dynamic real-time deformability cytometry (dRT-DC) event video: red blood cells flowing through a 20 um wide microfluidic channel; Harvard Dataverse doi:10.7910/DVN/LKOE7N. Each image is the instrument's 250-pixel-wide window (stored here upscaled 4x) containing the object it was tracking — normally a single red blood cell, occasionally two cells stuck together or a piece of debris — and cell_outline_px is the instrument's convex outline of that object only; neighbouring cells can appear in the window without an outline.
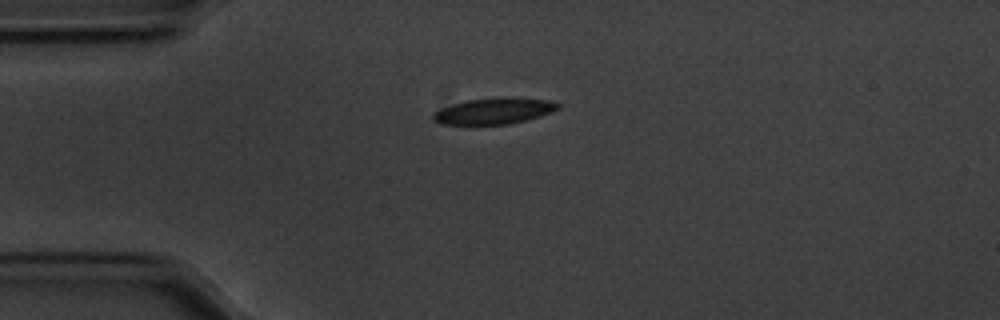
{"species": "common noctule bat (a hibernating species)", "species_latin": "Nyctalus noctula", "temperature_condition": "cold", "stored_images_in_passage": 44, "camera_frame_rate_fps": 3000, "um_per_image_px": 0.085, "animal": {"sex": "male", "body_mass_g": 20.1, "forearm_length_mm": 53.5}, "frame": {"image": 1, "passage_image": 1, "time_ms": 0.0, "image_size_px": [1000, 320], "cell_outline_px": [[560, 108], [552, 112], [540, 116], [508, 124], [440, 124], [432, 120], [432, 112], [452, 104], [464, 100], [500, 96], [508, 96], [552, 100], [560, 104]], "centroid_in_image_um": [42.0, 9.4], "position_along_channel_um": 43.0, "area_um2": 19.42}}
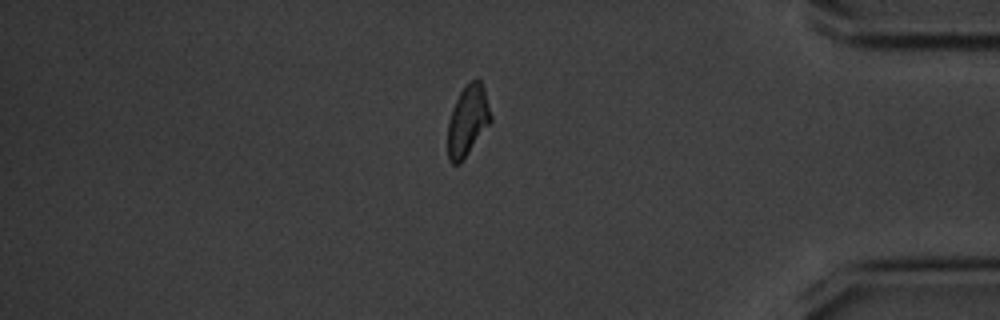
{"frame": {"image": 2, "passage_image": 35, "time_ms": 11.333, "image_size_px": [1000, 320], "cell_outline_px": [[492, 120], [460, 164], [452, 164], [448, 160], [448, 120], [452, 108], [460, 92], [476, 76], [480, 80], [484, 88], [492, 116]], "centroid_in_image_um": [39.75, 10.26], "position_along_channel_um": 395.5, "area_um2": 17.63}}
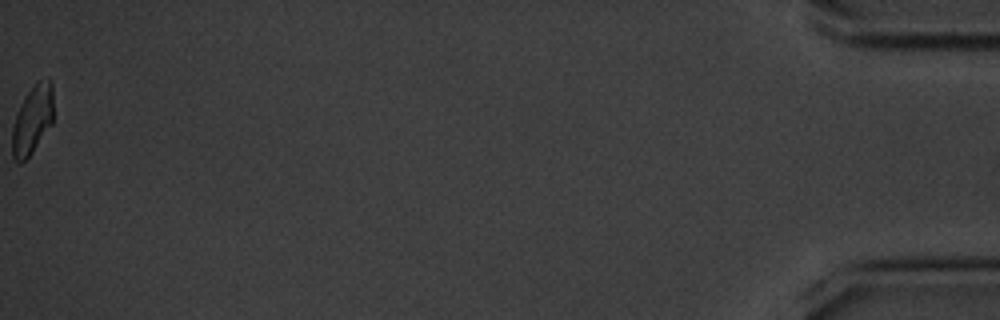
{"frame": {"image": 3, "passage_image": 44, "time_ms": 14.333, "image_size_px": [1000, 320], "cell_outline_px": [[52, 124], [28, 156], [20, 164], [16, 164], [12, 156], [12, 128], [16, 116], [24, 96], [36, 80], [48, 76], [52, 84]], "centroid_in_image_um": [2.74, 10.14], "position_along_channel_um": 432.5, "area_um2": 16.53}, "authors_computed_cell_mechanics": {"area_um2": 18.8428, "velocity_mm_per_s": 3.5425, "shape_relaxation_time_tau1_ms": 2.6091, "shape_relaxation_time_tau2_ms": 3.7023, "deformation_change_tau1": 0.082, "deformation_change_tau2": 0.0839}}